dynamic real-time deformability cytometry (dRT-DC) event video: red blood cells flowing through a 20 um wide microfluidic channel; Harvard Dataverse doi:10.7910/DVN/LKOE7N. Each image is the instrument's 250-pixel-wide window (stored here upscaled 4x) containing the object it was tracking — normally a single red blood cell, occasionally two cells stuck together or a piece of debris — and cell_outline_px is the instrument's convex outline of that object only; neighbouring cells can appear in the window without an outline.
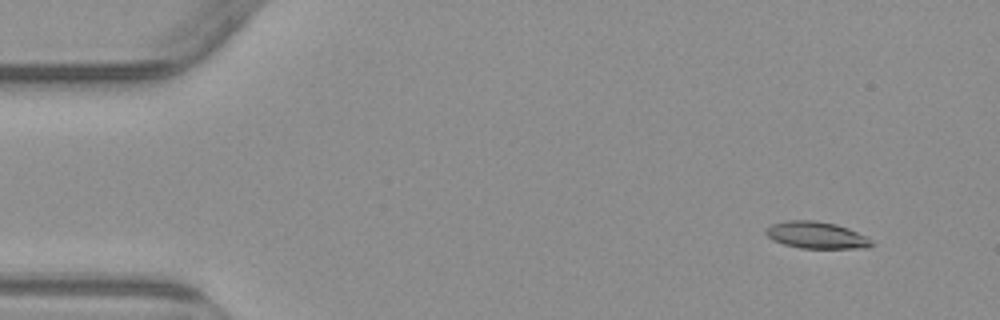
{"species": "common noctule bat (a hibernating species)", "species_latin": "Nyctalus noctula", "temperature_condition": "warm", "stored_images_in_passage": 5, "camera_frame_rate_fps": 3000, "um_per_image_px": 0.085, "animal": {"sex": "male", "body_mass_g": 23.1, "forearm_length_mm": 52.7}, "frame": {"image": 1, "passage_image": 1, "time_ms": 0.0, "image_size_px": [1000, 320], "cell_outline_px": [[876, 244], [868, 248], [800, 248], [784, 244], [772, 240], [764, 232], [764, 228], [772, 224], [784, 220], [816, 220], [836, 224], [848, 228], [868, 236]], "centroid_in_image_um": [69.41, 19.98], "position_along_channel_um": 15.6, "area_um2": 16.88}}
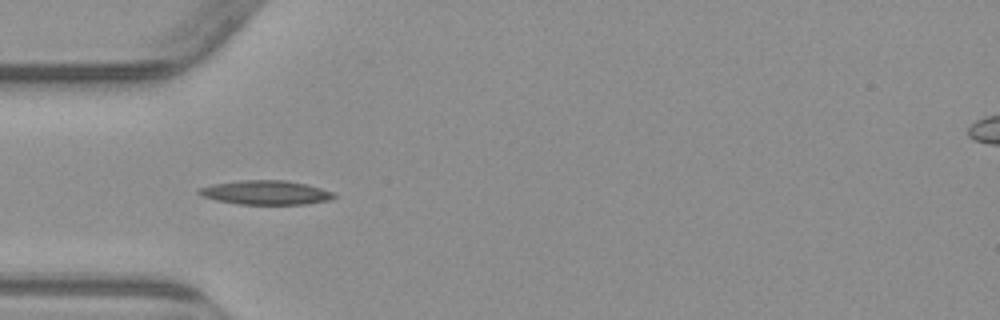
{"frame": {"image": 2, "passage_image": 4, "time_ms": 4.0, "image_size_px": [1000, 320], "cell_outline_px": [[336, 196], [328, 200], [308, 204], [240, 204], [216, 200], [200, 196], [196, 192], [200, 188], [212, 184], [240, 180], [284, 180], [304, 184], [320, 188], [332, 192]], "centroid_in_image_um": [22.54, 16.37], "position_along_channel_um": 62.5, "area_um2": 18.84}}
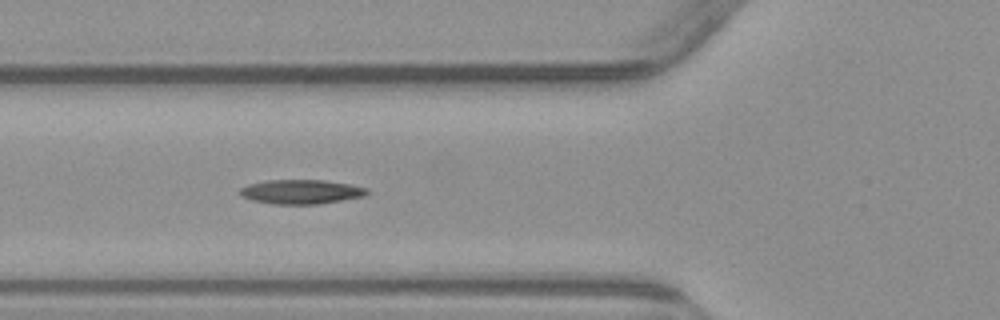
{"frame": {"image": 3, "passage_image": 5, "time_ms": 5.0, "image_size_px": [1000, 320], "cell_outline_px": [[368, 192], [364, 196], [320, 204], [272, 204], [252, 200], [240, 196], [240, 188], [248, 184], [268, 180], [324, 180], [352, 184], [368, 188]], "centroid_in_image_um": [25.6, 16.3], "position_along_channel_um": 100.2, "area_um2": 18.09}}